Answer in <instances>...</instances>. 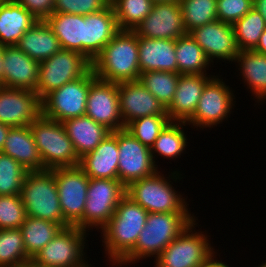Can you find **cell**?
<instances>
[{
  "instance_id": "obj_1",
  "label": "cell",
  "mask_w": 266,
  "mask_h": 267,
  "mask_svg": "<svg viewBox=\"0 0 266 267\" xmlns=\"http://www.w3.org/2000/svg\"><path fill=\"white\" fill-rule=\"evenodd\" d=\"M165 170L168 169H159L150 177L132 182L126 187V196L148 213L191 212L190 199L187 201L188 196H185V192L177 189L178 182L182 184L180 181H184L185 174L179 167L169 169L168 175Z\"/></svg>"
},
{
  "instance_id": "obj_2",
  "label": "cell",
  "mask_w": 266,
  "mask_h": 267,
  "mask_svg": "<svg viewBox=\"0 0 266 267\" xmlns=\"http://www.w3.org/2000/svg\"><path fill=\"white\" fill-rule=\"evenodd\" d=\"M194 212L148 213L146 224L134 248L118 263L119 267L137 265L152 259L180 235L199 216ZM197 216V217H196ZM154 258V259H153Z\"/></svg>"
},
{
  "instance_id": "obj_3",
  "label": "cell",
  "mask_w": 266,
  "mask_h": 267,
  "mask_svg": "<svg viewBox=\"0 0 266 267\" xmlns=\"http://www.w3.org/2000/svg\"><path fill=\"white\" fill-rule=\"evenodd\" d=\"M147 216L148 212L129 197L119 202L108 224L98 233L106 265L119 267L118 263L134 248Z\"/></svg>"
},
{
  "instance_id": "obj_4",
  "label": "cell",
  "mask_w": 266,
  "mask_h": 267,
  "mask_svg": "<svg viewBox=\"0 0 266 267\" xmlns=\"http://www.w3.org/2000/svg\"><path fill=\"white\" fill-rule=\"evenodd\" d=\"M92 69L98 79L116 84L138 80V36L133 31L120 30L94 59Z\"/></svg>"
},
{
  "instance_id": "obj_5",
  "label": "cell",
  "mask_w": 266,
  "mask_h": 267,
  "mask_svg": "<svg viewBox=\"0 0 266 267\" xmlns=\"http://www.w3.org/2000/svg\"><path fill=\"white\" fill-rule=\"evenodd\" d=\"M20 195L27 217L58 223L63 228L70 226L60 208L54 169L28 171Z\"/></svg>"
},
{
  "instance_id": "obj_6",
  "label": "cell",
  "mask_w": 266,
  "mask_h": 267,
  "mask_svg": "<svg viewBox=\"0 0 266 267\" xmlns=\"http://www.w3.org/2000/svg\"><path fill=\"white\" fill-rule=\"evenodd\" d=\"M195 219L178 235L153 261L154 267H202L215 252L216 246L211 241L208 230L203 231ZM197 227L199 228L197 230ZM197 230V231H196ZM208 234V235H207Z\"/></svg>"
},
{
  "instance_id": "obj_7",
  "label": "cell",
  "mask_w": 266,
  "mask_h": 267,
  "mask_svg": "<svg viewBox=\"0 0 266 267\" xmlns=\"http://www.w3.org/2000/svg\"><path fill=\"white\" fill-rule=\"evenodd\" d=\"M29 126L43 162V170L80 165V158L61 122L41 113Z\"/></svg>"
},
{
  "instance_id": "obj_8",
  "label": "cell",
  "mask_w": 266,
  "mask_h": 267,
  "mask_svg": "<svg viewBox=\"0 0 266 267\" xmlns=\"http://www.w3.org/2000/svg\"><path fill=\"white\" fill-rule=\"evenodd\" d=\"M221 69L205 85L193 116L186 122L192 130L196 128L195 131H208L223 126V122L228 121L231 114L237 112L233 111L237 105L236 90L222 77Z\"/></svg>"
},
{
  "instance_id": "obj_9",
  "label": "cell",
  "mask_w": 266,
  "mask_h": 267,
  "mask_svg": "<svg viewBox=\"0 0 266 267\" xmlns=\"http://www.w3.org/2000/svg\"><path fill=\"white\" fill-rule=\"evenodd\" d=\"M126 196V187L118 179L89 178L83 218L76 227L94 234L109 222L119 202Z\"/></svg>"
},
{
  "instance_id": "obj_10",
  "label": "cell",
  "mask_w": 266,
  "mask_h": 267,
  "mask_svg": "<svg viewBox=\"0 0 266 267\" xmlns=\"http://www.w3.org/2000/svg\"><path fill=\"white\" fill-rule=\"evenodd\" d=\"M89 235L76 226L64 227L31 261L39 267H79L90 258Z\"/></svg>"
},
{
  "instance_id": "obj_11",
  "label": "cell",
  "mask_w": 266,
  "mask_h": 267,
  "mask_svg": "<svg viewBox=\"0 0 266 267\" xmlns=\"http://www.w3.org/2000/svg\"><path fill=\"white\" fill-rule=\"evenodd\" d=\"M91 67L92 63L81 53L61 49L40 62L35 92L42 101L52 91L82 77Z\"/></svg>"
},
{
  "instance_id": "obj_12",
  "label": "cell",
  "mask_w": 266,
  "mask_h": 267,
  "mask_svg": "<svg viewBox=\"0 0 266 267\" xmlns=\"http://www.w3.org/2000/svg\"><path fill=\"white\" fill-rule=\"evenodd\" d=\"M94 76L95 73L91 67L82 77L49 93L41 101L42 114L61 123L84 116L91 79Z\"/></svg>"
},
{
  "instance_id": "obj_13",
  "label": "cell",
  "mask_w": 266,
  "mask_h": 267,
  "mask_svg": "<svg viewBox=\"0 0 266 267\" xmlns=\"http://www.w3.org/2000/svg\"><path fill=\"white\" fill-rule=\"evenodd\" d=\"M54 177L64 220L75 226L83 218L89 177L80 166L54 168Z\"/></svg>"
},
{
  "instance_id": "obj_14",
  "label": "cell",
  "mask_w": 266,
  "mask_h": 267,
  "mask_svg": "<svg viewBox=\"0 0 266 267\" xmlns=\"http://www.w3.org/2000/svg\"><path fill=\"white\" fill-rule=\"evenodd\" d=\"M118 180L127 187L134 181L154 175L158 168L151 150L125 129L118 130Z\"/></svg>"
},
{
  "instance_id": "obj_15",
  "label": "cell",
  "mask_w": 266,
  "mask_h": 267,
  "mask_svg": "<svg viewBox=\"0 0 266 267\" xmlns=\"http://www.w3.org/2000/svg\"><path fill=\"white\" fill-rule=\"evenodd\" d=\"M189 34L201 46L213 66L218 62L219 65L222 62L225 65L233 64L240 52L233 24L216 20L192 30Z\"/></svg>"
},
{
  "instance_id": "obj_16",
  "label": "cell",
  "mask_w": 266,
  "mask_h": 267,
  "mask_svg": "<svg viewBox=\"0 0 266 267\" xmlns=\"http://www.w3.org/2000/svg\"><path fill=\"white\" fill-rule=\"evenodd\" d=\"M85 115L111 132L125 129L120 113L117 84L94 76L87 96Z\"/></svg>"
},
{
  "instance_id": "obj_17",
  "label": "cell",
  "mask_w": 266,
  "mask_h": 267,
  "mask_svg": "<svg viewBox=\"0 0 266 267\" xmlns=\"http://www.w3.org/2000/svg\"><path fill=\"white\" fill-rule=\"evenodd\" d=\"M133 32L138 37L152 39L176 40L183 37L187 32L180 2L154 3L152 11Z\"/></svg>"
},
{
  "instance_id": "obj_18",
  "label": "cell",
  "mask_w": 266,
  "mask_h": 267,
  "mask_svg": "<svg viewBox=\"0 0 266 267\" xmlns=\"http://www.w3.org/2000/svg\"><path fill=\"white\" fill-rule=\"evenodd\" d=\"M41 113L42 104L36 92L0 86V123L29 126Z\"/></svg>"
},
{
  "instance_id": "obj_19",
  "label": "cell",
  "mask_w": 266,
  "mask_h": 267,
  "mask_svg": "<svg viewBox=\"0 0 266 267\" xmlns=\"http://www.w3.org/2000/svg\"><path fill=\"white\" fill-rule=\"evenodd\" d=\"M120 113L124 126L152 115H167L166 109L138 80L117 84Z\"/></svg>"
},
{
  "instance_id": "obj_20",
  "label": "cell",
  "mask_w": 266,
  "mask_h": 267,
  "mask_svg": "<svg viewBox=\"0 0 266 267\" xmlns=\"http://www.w3.org/2000/svg\"><path fill=\"white\" fill-rule=\"evenodd\" d=\"M119 31L111 3L101 11L85 15L84 56L92 63Z\"/></svg>"
},
{
  "instance_id": "obj_21",
  "label": "cell",
  "mask_w": 266,
  "mask_h": 267,
  "mask_svg": "<svg viewBox=\"0 0 266 267\" xmlns=\"http://www.w3.org/2000/svg\"><path fill=\"white\" fill-rule=\"evenodd\" d=\"M40 62L31 59L17 46L3 50L4 87L36 90Z\"/></svg>"
},
{
  "instance_id": "obj_22",
  "label": "cell",
  "mask_w": 266,
  "mask_h": 267,
  "mask_svg": "<svg viewBox=\"0 0 266 267\" xmlns=\"http://www.w3.org/2000/svg\"><path fill=\"white\" fill-rule=\"evenodd\" d=\"M215 75H180L174 99L166 109L170 121L187 122L194 114L205 85Z\"/></svg>"
},
{
  "instance_id": "obj_23",
  "label": "cell",
  "mask_w": 266,
  "mask_h": 267,
  "mask_svg": "<svg viewBox=\"0 0 266 267\" xmlns=\"http://www.w3.org/2000/svg\"><path fill=\"white\" fill-rule=\"evenodd\" d=\"M236 65L237 77L244 84L254 107L266 104V55L253 50H243L237 55L233 65ZM238 69V70H237ZM239 71V72H238ZM242 78V80H241Z\"/></svg>"
},
{
  "instance_id": "obj_24",
  "label": "cell",
  "mask_w": 266,
  "mask_h": 267,
  "mask_svg": "<svg viewBox=\"0 0 266 267\" xmlns=\"http://www.w3.org/2000/svg\"><path fill=\"white\" fill-rule=\"evenodd\" d=\"M118 130L111 132L93 151L80 158V167L89 178L118 179Z\"/></svg>"
},
{
  "instance_id": "obj_25",
  "label": "cell",
  "mask_w": 266,
  "mask_h": 267,
  "mask_svg": "<svg viewBox=\"0 0 266 267\" xmlns=\"http://www.w3.org/2000/svg\"><path fill=\"white\" fill-rule=\"evenodd\" d=\"M176 40L138 37L140 73L163 71L178 73Z\"/></svg>"
},
{
  "instance_id": "obj_26",
  "label": "cell",
  "mask_w": 266,
  "mask_h": 267,
  "mask_svg": "<svg viewBox=\"0 0 266 267\" xmlns=\"http://www.w3.org/2000/svg\"><path fill=\"white\" fill-rule=\"evenodd\" d=\"M38 20L17 0H2L0 2V43L3 46H16L24 32Z\"/></svg>"
},
{
  "instance_id": "obj_27",
  "label": "cell",
  "mask_w": 266,
  "mask_h": 267,
  "mask_svg": "<svg viewBox=\"0 0 266 267\" xmlns=\"http://www.w3.org/2000/svg\"><path fill=\"white\" fill-rule=\"evenodd\" d=\"M188 126L186 122L170 121L161 131L150 149L153 161L158 168L160 167V169L164 170L162 168L164 166L158 164V159H163V161L169 160V163L172 164V161L174 163L178 162V158H182L181 156H184L187 153L186 151L190 150L188 149L190 146V135H187L188 130H186Z\"/></svg>"
},
{
  "instance_id": "obj_28",
  "label": "cell",
  "mask_w": 266,
  "mask_h": 267,
  "mask_svg": "<svg viewBox=\"0 0 266 267\" xmlns=\"http://www.w3.org/2000/svg\"><path fill=\"white\" fill-rule=\"evenodd\" d=\"M1 152L16 160L28 171L43 170V162L30 126L11 127Z\"/></svg>"
},
{
  "instance_id": "obj_29",
  "label": "cell",
  "mask_w": 266,
  "mask_h": 267,
  "mask_svg": "<svg viewBox=\"0 0 266 267\" xmlns=\"http://www.w3.org/2000/svg\"><path fill=\"white\" fill-rule=\"evenodd\" d=\"M62 124L79 158L93 151L111 133L86 115L68 119Z\"/></svg>"
},
{
  "instance_id": "obj_30",
  "label": "cell",
  "mask_w": 266,
  "mask_h": 267,
  "mask_svg": "<svg viewBox=\"0 0 266 267\" xmlns=\"http://www.w3.org/2000/svg\"><path fill=\"white\" fill-rule=\"evenodd\" d=\"M45 22L59 40L61 49L84 56L85 15L53 12Z\"/></svg>"
},
{
  "instance_id": "obj_31",
  "label": "cell",
  "mask_w": 266,
  "mask_h": 267,
  "mask_svg": "<svg viewBox=\"0 0 266 267\" xmlns=\"http://www.w3.org/2000/svg\"><path fill=\"white\" fill-rule=\"evenodd\" d=\"M16 46L38 62L49 59L61 50L59 40L45 20H38L25 31Z\"/></svg>"
},
{
  "instance_id": "obj_32",
  "label": "cell",
  "mask_w": 266,
  "mask_h": 267,
  "mask_svg": "<svg viewBox=\"0 0 266 267\" xmlns=\"http://www.w3.org/2000/svg\"><path fill=\"white\" fill-rule=\"evenodd\" d=\"M175 55L180 75H216L213 71L210 72V70H216L217 72V69L212 68L218 66H213L201 46L190 34L176 39Z\"/></svg>"
},
{
  "instance_id": "obj_33",
  "label": "cell",
  "mask_w": 266,
  "mask_h": 267,
  "mask_svg": "<svg viewBox=\"0 0 266 267\" xmlns=\"http://www.w3.org/2000/svg\"><path fill=\"white\" fill-rule=\"evenodd\" d=\"M62 228L58 223L34 217H26L20 229L27 256L32 260Z\"/></svg>"
},
{
  "instance_id": "obj_34",
  "label": "cell",
  "mask_w": 266,
  "mask_h": 267,
  "mask_svg": "<svg viewBox=\"0 0 266 267\" xmlns=\"http://www.w3.org/2000/svg\"><path fill=\"white\" fill-rule=\"evenodd\" d=\"M179 76L175 72L147 71L140 74L138 81L167 109L174 99Z\"/></svg>"
},
{
  "instance_id": "obj_35",
  "label": "cell",
  "mask_w": 266,
  "mask_h": 267,
  "mask_svg": "<svg viewBox=\"0 0 266 267\" xmlns=\"http://www.w3.org/2000/svg\"><path fill=\"white\" fill-rule=\"evenodd\" d=\"M120 30L133 31L152 11V0H111Z\"/></svg>"
},
{
  "instance_id": "obj_36",
  "label": "cell",
  "mask_w": 266,
  "mask_h": 267,
  "mask_svg": "<svg viewBox=\"0 0 266 267\" xmlns=\"http://www.w3.org/2000/svg\"><path fill=\"white\" fill-rule=\"evenodd\" d=\"M234 33L240 51L253 50L266 29V23L261 14L252 8L234 24Z\"/></svg>"
},
{
  "instance_id": "obj_37",
  "label": "cell",
  "mask_w": 266,
  "mask_h": 267,
  "mask_svg": "<svg viewBox=\"0 0 266 267\" xmlns=\"http://www.w3.org/2000/svg\"><path fill=\"white\" fill-rule=\"evenodd\" d=\"M30 261L21 229H0V267H20Z\"/></svg>"
},
{
  "instance_id": "obj_38",
  "label": "cell",
  "mask_w": 266,
  "mask_h": 267,
  "mask_svg": "<svg viewBox=\"0 0 266 267\" xmlns=\"http://www.w3.org/2000/svg\"><path fill=\"white\" fill-rule=\"evenodd\" d=\"M217 0H180L185 31L192 30L218 20Z\"/></svg>"
},
{
  "instance_id": "obj_39",
  "label": "cell",
  "mask_w": 266,
  "mask_h": 267,
  "mask_svg": "<svg viewBox=\"0 0 266 267\" xmlns=\"http://www.w3.org/2000/svg\"><path fill=\"white\" fill-rule=\"evenodd\" d=\"M169 122L168 115L140 117L128 123L125 130L151 149L159 134Z\"/></svg>"
},
{
  "instance_id": "obj_40",
  "label": "cell",
  "mask_w": 266,
  "mask_h": 267,
  "mask_svg": "<svg viewBox=\"0 0 266 267\" xmlns=\"http://www.w3.org/2000/svg\"><path fill=\"white\" fill-rule=\"evenodd\" d=\"M27 172L16 160L0 152V196L20 194Z\"/></svg>"
},
{
  "instance_id": "obj_41",
  "label": "cell",
  "mask_w": 266,
  "mask_h": 267,
  "mask_svg": "<svg viewBox=\"0 0 266 267\" xmlns=\"http://www.w3.org/2000/svg\"><path fill=\"white\" fill-rule=\"evenodd\" d=\"M27 215L21 195L0 196V229H17Z\"/></svg>"
},
{
  "instance_id": "obj_42",
  "label": "cell",
  "mask_w": 266,
  "mask_h": 267,
  "mask_svg": "<svg viewBox=\"0 0 266 267\" xmlns=\"http://www.w3.org/2000/svg\"><path fill=\"white\" fill-rule=\"evenodd\" d=\"M111 0H55L53 12L88 15L106 8Z\"/></svg>"
},
{
  "instance_id": "obj_43",
  "label": "cell",
  "mask_w": 266,
  "mask_h": 267,
  "mask_svg": "<svg viewBox=\"0 0 266 267\" xmlns=\"http://www.w3.org/2000/svg\"><path fill=\"white\" fill-rule=\"evenodd\" d=\"M218 20L234 24L253 8V0H217Z\"/></svg>"
},
{
  "instance_id": "obj_44",
  "label": "cell",
  "mask_w": 266,
  "mask_h": 267,
  "mask_svg": "<svg viewBox=\"0 0 266 267\" xmlns=\"http://www.w3.org/2000/svg\"><path fill=\"white\" fill-rule=\"evenodd\" d=\"M37 19L45 20L53 13L55 0H17Z\"/></svg>"
},
{
  "instance_id": "obj_45",
  "label": "cell",
  "mask_w": 266,
  "mask_h": 267,
  "mask_svg": "<svg viewBox=\"0 0 266 267\" xmlns=\"http://www.w3.org/2000/svg\"><path fill=\"white\" fill-rule=\"evenodd\" d=\"M218 251L220 250L216 249L215 252L205 261L202 267H232V265L227 264L225 261L224 262L222 261V259L220 258L221 253H219Z\"/></svg>"
},
{
  "instance_id": "obj_46",
  "label": "cell",
  "mask_w": 266,
  "mask_h": 267,
  "mask_svg": "<svg viewBox=\"0 0 266 267\" xmlns=\"http://www.w3.org/2000/svg\"><path fill=\"white\" fill-rule=\"evenodd\" d=\"M253 8L261 14L266 23V0H253Z\"/></svg>"
},
{
  "instance_id": "obj_47",
  "label": "cell",
  "mask_w": 266,
  "mask_h": 267,
  "mask_svg": "<svg viewBox=\"0 0 266 267\" xmlns=\"http://www.w3.org/2000/svg\"><path fill=\"white\" fill-rule=\"evenodd\" d=\"M253 51L266 55V29L260 36L259 42L257 46L253 49Z\"/></svg>"
},
{
  "instance_id": "obj_48",
  "label": "cell",
  "mask_w": 266,
  "mask_h": 267,
  "mask_svg": "<svg viewBox=\"0 0 266 267\" xmlns=\"http://www.w3.org/2000/svg\"><path fill=\"white\" fill-rule=\"evenodd\" d=\"M11 126L10 125H6L3 123H0V152L3 149L7 134L10 130Z\"/></svg>"
},
{
  "instance_id": "obj_49",
  "label": "cell",
  "mask_w": 266,
  "mask_h": 267,
  "mask_svg": "<svg viewBox=\"0 0 266 267\" xmlns=\"http://www.w3.org/2000/svg\"><path fill=\"white\" fill-rule=\"evenodd\" d=\"M4 47L0 43V86H4V66H3V50Z\"/></svg>"
},
{
  "instance_id": "obj_50",
  "label": "cell",
  "mask_w": 266,
  "mask_h": 267,
  "mask_svg": "<svg viewBox=\"0 0 266 267\" xmlns=\"http://www.w3.org/2000/svg\"><path fill=\"white\" fill-rule=\"evenodd\" d=\"M154 3L180 2V0H152Z\"/></svg>"
},
{
  "instance_id": "obj_51",
  "label": "cell",
  "mask_w": 266,
  "mask_h": 267,
  "mask_svg": "<svg viewBox=\"0 0 266 267\" xmlns=\"http://www.w3.org/2000/svg\"><path fill=\"white\" fill-rule=\"evenodd\" d=\"M20 267H39L37 265H35L32 261L28 262V263H24L22 266Z\"/></svg>"
},
{
  "instance_id": "obj_52",
  "label": "cell",
  "mask_w": 266,
  "mask_h": 267,
  "mask_svg": "<svg viewBox=\"0 0 266 267\" xmlns=\"http://www.w3.org/2000/svg\"><path fill=\"white\" fill-rule=\"evenodd\" d=\"M89 263H90V259L87 260L83 265H81L79 267H95V265L92 266L93 264L92 263L89 264Z\"/></svg>"
},
{
  "instance_id": "obj_53",
  "label": "cell",
  "mask_w": 266,
  "mask_h": 267,
  "mask_svg": "<svg viewBox=\"0 0 266 267\" xmlns=\"http://www.w3.org/2000/svg\"><path fill=\"white\" fill-rule=\"evenodd\" d=\"M254 267H266V260H265V262L262 261L260 265L258 264V266L256 265Z\"/></svg>"
}]
</instances>
